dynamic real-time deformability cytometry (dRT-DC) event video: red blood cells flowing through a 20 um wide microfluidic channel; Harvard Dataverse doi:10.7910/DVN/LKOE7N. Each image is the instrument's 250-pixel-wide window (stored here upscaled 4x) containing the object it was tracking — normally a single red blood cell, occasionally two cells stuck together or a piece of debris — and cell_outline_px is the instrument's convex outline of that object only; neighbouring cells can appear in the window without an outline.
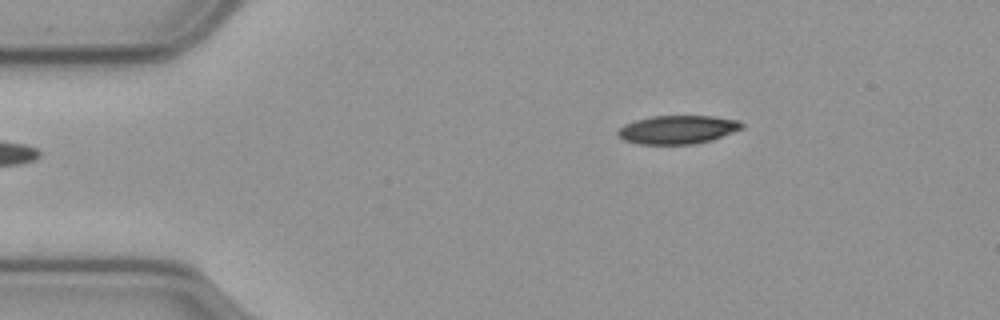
{"species": "common noctule bat (a hibernating species)", "species_latin": "Nyctalus noctula", "temperature_condition": "cold", "stored_images_in_passage": 49, "camera_frame_rate_fps": 3000, "um_per_image_px": 0.085, "animal": {"sex": "male", "body_mass_g": 23.1, "forearm_length_mm": 52.7}, "frame": {"image": 1, "passage_image": 1, "time_ms": 0.0, "image_size_px": [1000, 320], "cell_outline_px": [[744, 128], [712, 140], [696, 144], [640, 144], [624, 140], [616, 132], [624, 124], [636, 120], [652, 116], [712, 116], [736, 120], [744, 124]], "centroid_in_image_um": [57.61, 11.02], "position_along_channel_um": 27.4, "area_um2": 20.52}}
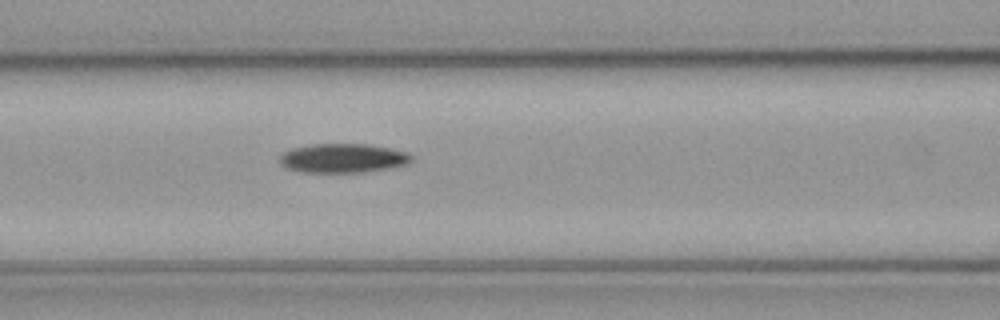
{"frame": {"image": 2, "passage_image": 15, "time_ms": 4.667, "image_size_px": [1000, 320], "cell_outline_px": [[412, 160], [404, 164], [388, 168], [360, 172], [300, 172], [288, 168], [280, 164], [280, 156], [284, 152], [292, 148], [312, 144], [368, 144], [392, 148], [408, 152], [412, 156]], "centroid_in_image_um": [29.14, 13.43], "position_along_channel_um": 137.5, "area_um2": 22.25}}
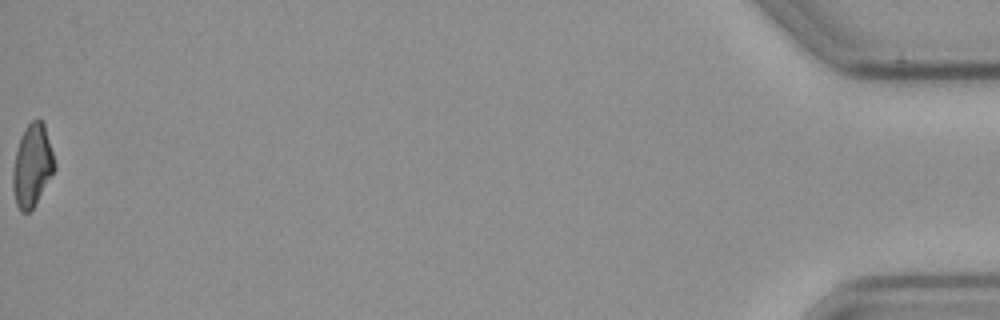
{"frame": {"image": 3, "passage_image": 49, "time_ms": 16.0, "image_size_px": [1000, 320], "cell_outline_px": [[56, 168], [32, 208], [28, 212], [20, 212], [16, 204], [12, 188], [12, 172], [16, 152], [20, 136], [24, 128], [32, 120], [40, 120], [44, 124], [56, 164]], "centroid_in_image_um": [2.72, 14.07], "position_along_channel_um": 432.5, "area_um2": 19.83}, "authors_computed_cell_mechanics": {"area_um2": 21.7906, "velocity_mm_per_s": 3.5767, "shape_relaxation_time_tau1_ms": 7.1286, "shape_relaxation_time_tau2_ms": null, "deformation_change_tau1": 0.1632, "deformation_change_tau2": null}}